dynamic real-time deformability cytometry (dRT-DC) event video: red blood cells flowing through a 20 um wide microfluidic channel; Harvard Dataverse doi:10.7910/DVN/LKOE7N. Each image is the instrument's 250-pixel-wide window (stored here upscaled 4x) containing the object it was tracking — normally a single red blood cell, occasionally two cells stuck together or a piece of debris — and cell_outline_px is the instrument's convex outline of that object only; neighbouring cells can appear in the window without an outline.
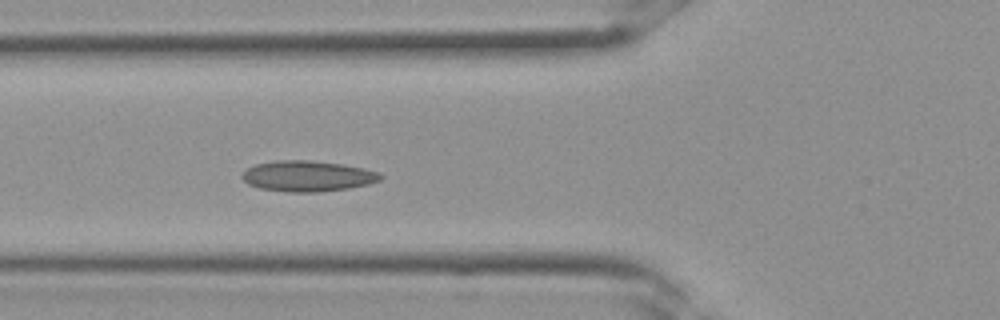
{"species": "Egyptian fruit bat (a non-hibernating species)", "species_latin": "Rousettus aegyptiacus", "temperature_condition": "room temperature", "stored_images_in_passage": 12, "camera_frame_rate_fps": 3000, "um_per_image_px": 0.085, "frame": {"image": 1, "passage_image": 12, "time_ms": 3.667, "image_size_px": [1000, 320], "cell_outline_px": [[384, 176], [380, 180], [368, 184], [348, 188], [320, 192], [288, 192], [260, 188], [248, 184], [240, 176], [248, 168], [256, 164], [276, 160], [312, 160], [344, 164], [364, 168], [380, 172]], "centroid_in_image_um": [26.17, 14.96], "position_along_channel_um": 99.6, "area_um2": 24.91}}